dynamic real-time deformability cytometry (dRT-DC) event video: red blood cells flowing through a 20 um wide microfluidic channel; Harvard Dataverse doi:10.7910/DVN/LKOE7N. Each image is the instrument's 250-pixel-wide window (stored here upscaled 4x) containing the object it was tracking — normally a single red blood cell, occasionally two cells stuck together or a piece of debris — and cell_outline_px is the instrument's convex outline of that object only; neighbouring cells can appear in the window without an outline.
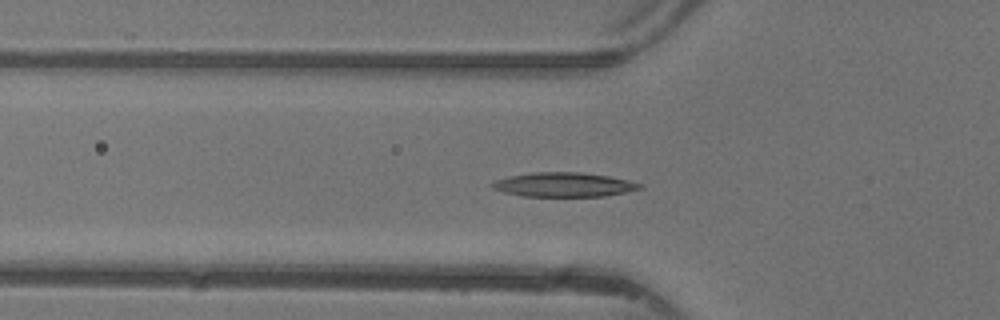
{"species": "common noctule bat (a hibernating species)", "species_latin": "Nyctalus noctula", "temperature_condition": "warm", "stored_images_in_passage": 37, "camera_frame_rate_fps": 3000, "um_per_image_px": 0.085, "animal": {"sex": "female"}, "frame": {"image": 1, "passage_image": 5, "time_ms": 1.333, "image_size_px": [1000, 320], "cell_outline_px": [[644, 188], [604, 196], [524, 196], [504, 192], [492, 188], [488, 184], [496, 180], [508, 176], [532, 172], [580, 172], [608, 176], [628, 180], [644, 184]], "centroid_in_image_um": [47.92, 15.69], "position_along_channel_um": 77.9, "area_um2": 20.92}}
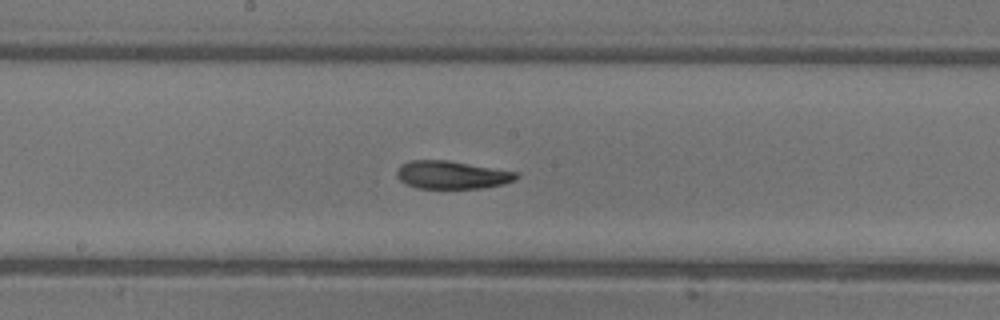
{"frame": {"image": 2, "passage_image": 14, "time_ms": 4.333, "image_size_px": [1000, 320], "cell_outline_px": [[520, 176], [516, 180], [504, 184], [480, 188], [416, 188], [400, 180], [396, 176], [396, 168], [400, 164], [408, 160], [448, 160], [520, 172]], "centroid_in_image_um": [38.42, 14.85], "position_along_channel_um": 209.8, "area_um2": 19.77}}
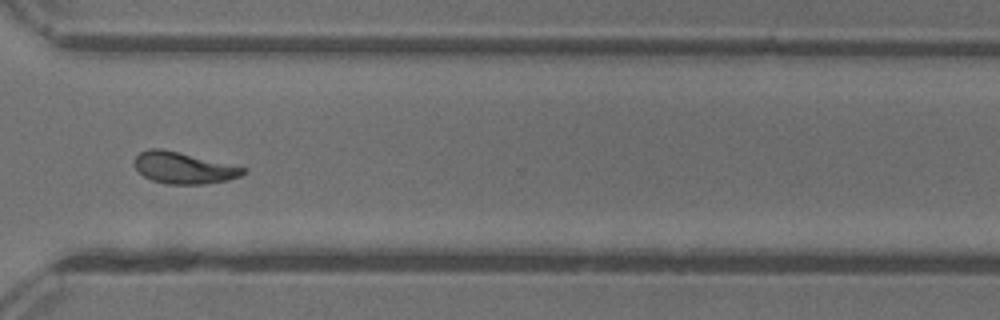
{"frame": {"image": 3, "passage_image": 24, "time_ms": 7.667, "image_size_px": [1000, 320], "cell_outline_px": [[248, 172], [240, 176], [228, 180], [204, 184], [168, 184], [152, 180], [144, 176], [136, 168], [136, 156], [140, 152], [148, 148], [160, 148], [248, 168]], "centroid_in_image_um": [15.65, 14.28], "position_along_channel_um": 355.0, "area_um2": 19.77}, "authors_computed_cell_mechanics": {"area_um2": 19.7676, "velocity_mm_per_s": 4.3609, "shape_relaxation_time_tau1_ms": 6.1444, "shape_relaxation_time_tau2_ms": 4.827, "deformation_change_tau1": 0.2172, "deformation_change_tau2": 0.1203}}